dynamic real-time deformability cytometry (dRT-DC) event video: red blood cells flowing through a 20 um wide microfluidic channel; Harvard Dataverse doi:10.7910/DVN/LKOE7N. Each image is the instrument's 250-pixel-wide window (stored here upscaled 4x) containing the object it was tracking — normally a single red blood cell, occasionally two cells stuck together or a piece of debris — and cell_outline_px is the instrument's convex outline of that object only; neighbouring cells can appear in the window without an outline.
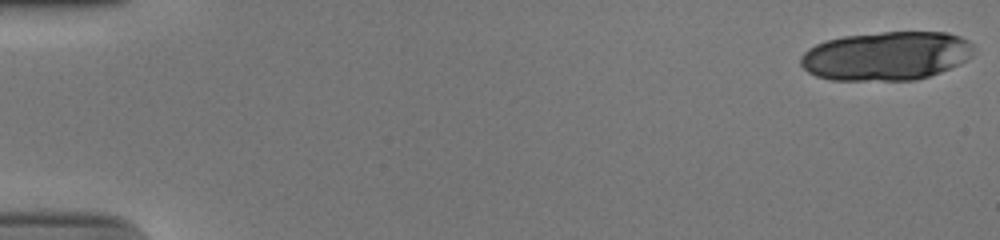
{"species": "human", "species_latin": "Homo sapiens", "temperature_condition": "cold", "stored_images_in_passage": 20, "camera_frame_rate_fps": 3000, "um_per_image_px": 0.085, "donor": {"sex": "male"}, "frame": {"image": 1, "passage_image": 1, "time_ms": 0.0, "image_size_px": [1000, 240], "cell_outline_px": [[972, 48], [968, 56], [960, 64], [940, 72], [916, 80], [832, 80], [816, 76], [808, 72], [800, 64], [800, 56], [808, 48], [816, 44], [828, 40], [844, 36], [884, 32], [948, 32], [960, 36], [972, 44]], "centroid_in_image_um": [75.29, 4.75], "position_along_channel_um": 9.7, "area_um2": 49.01}}
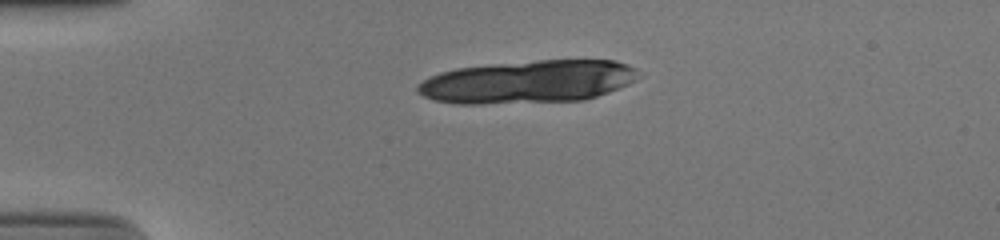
{"frame": {"image": 2, "passage_image": 13, "time_ms": 4.0, "image_size_px": [1000, 240], "cell_outline_px": [[636, 68], [632, 80], [628, 84], [608, 92], [584, 100], [484, 104], [456, 104], [432, 100], [416, 92], [416, 88], [424, 80], [440, 72], [456, 68], [540, 60], [616, 60], [628, 64]], "centroid_in_image_um": [44.83, 6.96], "position_along_channel_um": 40.2, "area_um2": 54.68}}